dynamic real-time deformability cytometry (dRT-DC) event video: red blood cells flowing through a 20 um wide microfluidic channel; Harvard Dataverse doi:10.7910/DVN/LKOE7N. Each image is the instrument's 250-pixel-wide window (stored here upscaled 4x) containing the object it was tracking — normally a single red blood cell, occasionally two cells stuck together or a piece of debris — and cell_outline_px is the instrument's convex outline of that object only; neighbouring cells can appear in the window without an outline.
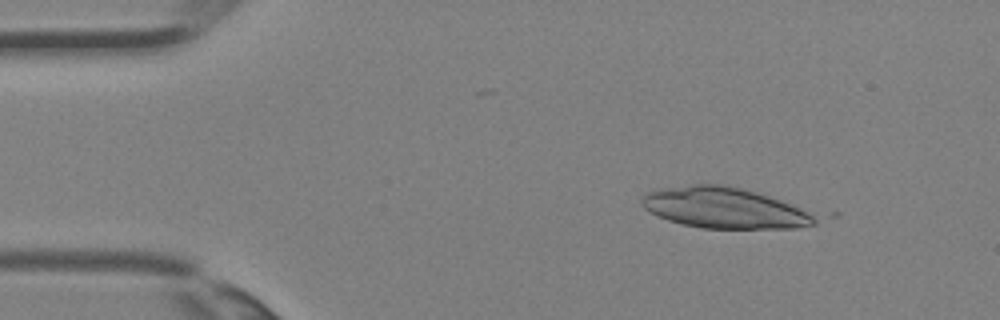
{"species": "Egyptian fruit bat (a non-hibernating species)", "species_latin": "Rousettus aegyptiacus", "temperature_condition": "room temperature", "stored_images_in_passage": 9, "camera_frame_rate_fps": 3000, "um_per_image_px": 0.085, "animal": {"sex": "female"}, "frame": {"image": 1, "passage_image": 5, "time_ms": 1.333, "image_size_px": [1000, 320], "cell_outline_px": [[816, 224], [796, 228], [700, 228], [668, 220], [656, 216], [644, 208], [640, 204], [640, 200], [648, 192], [660, 188], [692, 184], [724, 184], [744, 188], [780, 200], [800, 208], [816, 216]], "centroid_in_image_um": [61.52, 17.66], "position_along_channel_um": 23.5, "area_um2": 41.15}}